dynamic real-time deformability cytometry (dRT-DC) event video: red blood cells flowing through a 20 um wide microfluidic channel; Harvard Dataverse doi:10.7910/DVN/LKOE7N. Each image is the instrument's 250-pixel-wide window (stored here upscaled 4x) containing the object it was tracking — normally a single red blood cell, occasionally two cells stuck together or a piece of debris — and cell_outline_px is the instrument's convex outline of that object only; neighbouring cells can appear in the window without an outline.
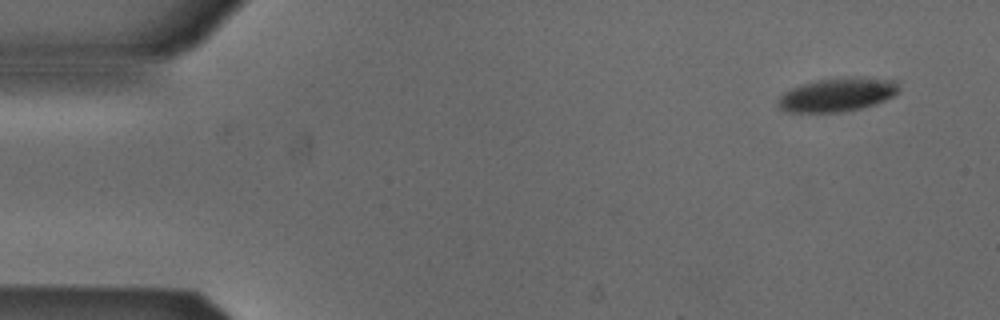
{"species": "Egyptian fruit bat (a non-hibernating species)", "species_latin": "Rousettus aegyptiacus", "temperature_condition": "cold", "stored_images_in_passage": 8, "camera_frame_rate_fps": 3000, "um_per_image_px": 0.085, "animal": {"sex": "male"}, "frame": {"image": 1, "passage_image": 8, "time_ms": 2.333, "image_size_px": [1000, 320], "cell_outline_px": [[900, 92], [876, 104], [860, 108], [840, 112], [784, 112], [776, 104], [776, 100], [784, 92], [792, 88], [816, 80], [852, 76], [896, 80], [900, 88]], "centroid_in_image_um": [71.17, 8.04], "position_along_channel_um": 13.8, "area_um2": 23.87}}